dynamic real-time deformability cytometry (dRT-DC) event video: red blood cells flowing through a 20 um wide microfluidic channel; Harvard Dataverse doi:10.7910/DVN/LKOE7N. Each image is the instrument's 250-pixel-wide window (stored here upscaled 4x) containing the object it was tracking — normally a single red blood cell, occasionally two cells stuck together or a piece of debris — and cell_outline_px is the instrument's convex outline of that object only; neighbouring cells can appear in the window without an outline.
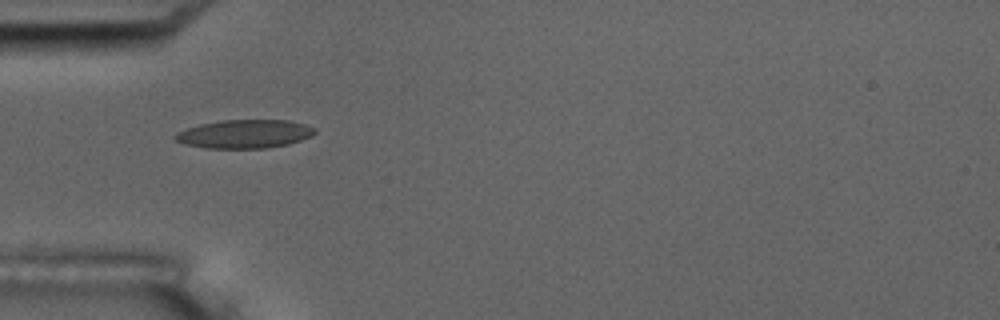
{"species": "common noctule bat (a hibernating species)", "species_latin": "Nyctalus noctula", "temperature_condition": "room temperature", "stored_images_in_passage": 17, "camera_frame_rate_fps": 3000, "um_per_image_px": 0.085, "animal": {"sex": "male", "body_mass_g": 17.5, "forearm_length_mm": 52.3}, "frame": {"image": 1, "passage_image": 6, "time_ms": 5.667, "image_size_px": [1000, 320], "cell_outline_px": [[316, 132], [312, 136], [288, 144], [264, 148], [208, 148], [184, 144], [176, 140], [172, 136], [176, 132], [200, 124], [220, 120], [288, 120], [304, 124], [316, 128]], "centroid_in_image_um": [20.78, 11.38], "position_along_channel_um": 64.2, "area_um2": 23.18}, "authors_computed_cell_mechanics": {"area_um2": 21.8484, "velocity_mm_per_s": 3.5369, "shape_relaxation_time_tau1_ms": 4.5498, "shape_relaxation_time_tau2_ms": 1.547, "deformation_change_tau1": 0.1374, "deformation_change_tau2": 0.0655}}